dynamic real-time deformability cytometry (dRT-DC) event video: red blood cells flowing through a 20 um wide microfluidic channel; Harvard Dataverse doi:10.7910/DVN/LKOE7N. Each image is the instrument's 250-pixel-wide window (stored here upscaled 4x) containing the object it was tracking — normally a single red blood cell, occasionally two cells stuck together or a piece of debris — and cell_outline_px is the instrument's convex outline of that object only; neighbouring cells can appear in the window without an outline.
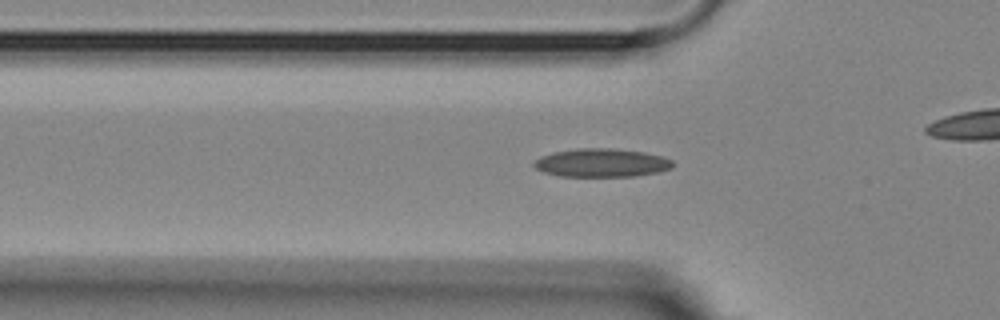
{"species": "Egyptian fruit bat (a non-hibernating species)", "species_latin": "Rousettus aegyptiacus", "temperature_condition": "room temperature", "stored_images_in_passage": 37, "camera_frame_rate_fps": 3000, "um_per_image_px": 0.085, "animal": {"sex": "female"}, "frame": {"image": 1, "passage_image": 10, "time_ms": 3.0, "image_size_px": [1000, 320], "cell_outline_px": [[672, 168], [656, 172], [636, 176], [560, 176], [544, 172], [536, 168], [532, 164], [532, 160], [540, 156], [552, 152], [576, 148], [612, 148], [644, 152], [660, 156], [672, 160]], "centroid_in_image_um": [51.07, 13.83], "position_along_channel_um": 74.7, "area_um2": 23.0}}
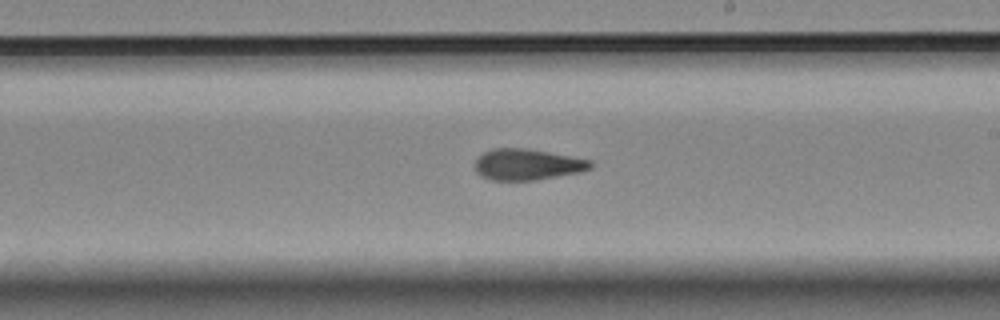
{"frame": {"image": 2, "passage_image": 24, "time_ms": 7.667, "image_size_px": [1000, 320], "cell_outline_px": [[592, 168], [580, 172], [536, 180], [492, 180], [480, 176], [476, 172], [476, 160], [484, 152], [492, 148], [524, 148], [548, 152], [592, 160]], "centroid_in_image_um": [44.82, 13.98], "position_along_channel_um": 244.2, "area_um2": 20.87}}
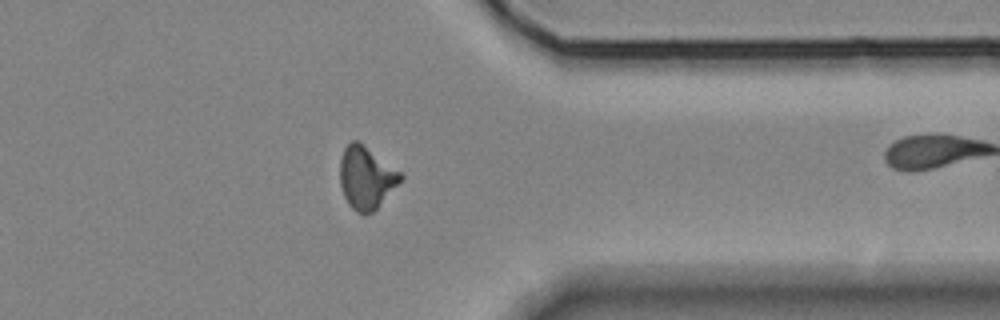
{"frame": {"image": 3, "passage_image": 36, "time_ms": 11.667, "image_size_px": [1000, 320], "cell_outline_px": [[404, 176], [376, 208], [372, 212], [364, 216], [356, 212], [348, 204], [344, 196], [340, 184], [340, 160], [344, 148], [352, 140], [356, 140], [400, 172]], "centroid_in_image_um": [31.08, 15.13], "position_along_channel_um": 380.3, "area_um2": 21.5}}